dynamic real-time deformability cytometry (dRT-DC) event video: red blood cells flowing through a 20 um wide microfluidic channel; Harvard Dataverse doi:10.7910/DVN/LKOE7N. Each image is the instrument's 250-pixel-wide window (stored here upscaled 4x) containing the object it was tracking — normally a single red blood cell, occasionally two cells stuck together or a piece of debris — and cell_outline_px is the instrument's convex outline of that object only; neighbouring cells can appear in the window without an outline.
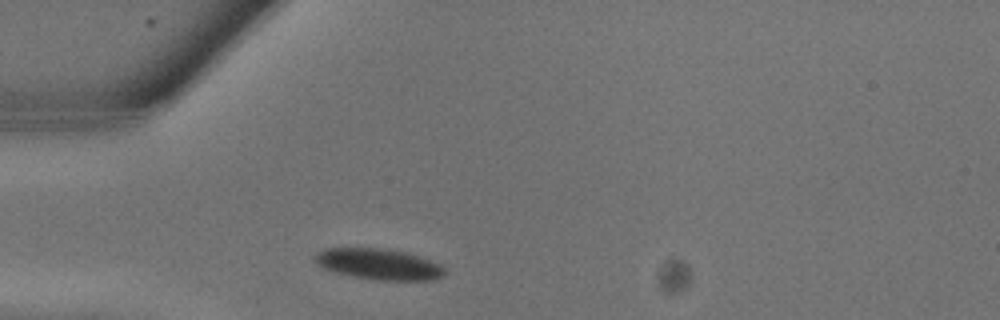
{"species": "common noctule bat (a hibernating species)", "species_latin": "Nyctalus noctula", "temperature_condition": "warm", "stored_images_in_passage": 4, "camera_frame_rate_fps": 3000, "um_per_image_px": 0.085, "animal": {"sex": "male", "body_mass_g": 13.3}, "frame": {"image": 1, "passage_image": 2, "time_ms": 0.333, "image_size_px": [1000, 320], "cell_outline_px": [[444, 276], [432, 280], [376, 280], [352, 276], [336, 272], [324, 268], [316, 264], [312, 260], [320, 252], [328, 248], [384, 248], [404, 252], [440, 264], [444, 268]], "centroid_in_image_um": [32.18, 22.46], "position_along_channel_um": 52.8, "area_um2": 23.12}}